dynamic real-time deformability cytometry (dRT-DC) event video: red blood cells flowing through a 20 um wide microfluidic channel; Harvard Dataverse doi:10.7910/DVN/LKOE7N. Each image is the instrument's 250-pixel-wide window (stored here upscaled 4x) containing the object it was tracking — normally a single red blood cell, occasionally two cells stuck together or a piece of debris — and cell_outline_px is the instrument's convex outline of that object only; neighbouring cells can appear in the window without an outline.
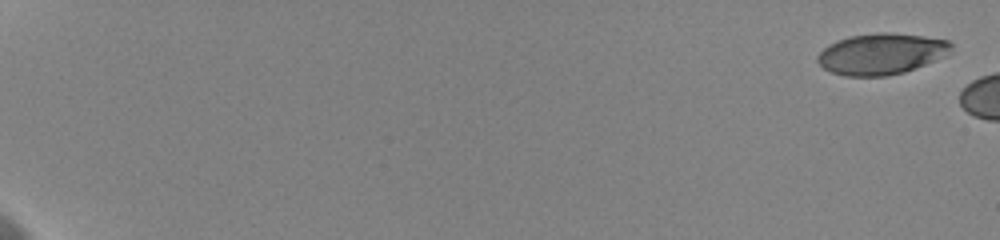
{"species": "human", "species_latin": "Homo sapiens", "temperature_condition": "cold", "stored_images_in_passage": 5, "camera_frame_rate_fps": 3000, "um_per_image_px": 0.085, "donor": {"sex": "female"}, "frame": {"image": 1, "passage_image": 1, "time_ms": 0.0, "image_size_px": [1000, 240], "cell_outline_px": [[952, 48], [932, 60], [924, 64], [904, 72], [884, 76], [844, 76], [832, 72], [824, 68], [816, 60], [816, 56], [828, 44], [836, 40], [848, 36], [880, 32], [888, 32], [924, 36], [948, 40], [952, 44]], "centroid_in_image_um": [74.82, 4.56], "position_along_channel_um": 10.2, "area_um2": 31.62}}